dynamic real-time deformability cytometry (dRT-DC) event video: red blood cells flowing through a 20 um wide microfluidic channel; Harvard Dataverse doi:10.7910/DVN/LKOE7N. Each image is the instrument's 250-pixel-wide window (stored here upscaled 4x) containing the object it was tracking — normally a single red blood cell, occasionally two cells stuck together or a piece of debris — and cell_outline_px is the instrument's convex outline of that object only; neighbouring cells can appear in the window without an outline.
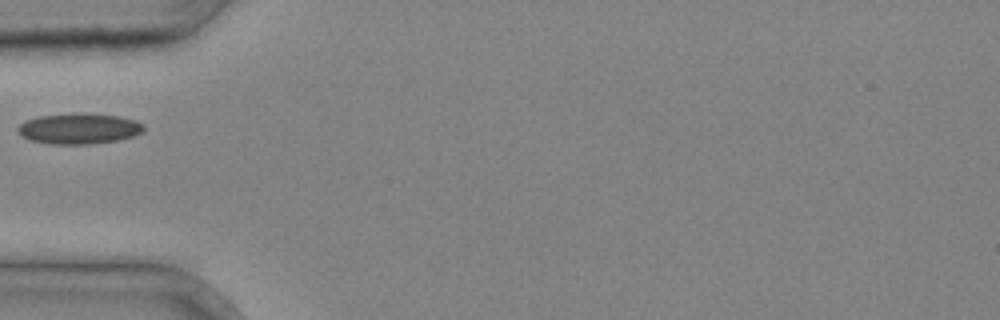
{"species": "common noctule bat (a hibernating species)", "species_latin": "Nyctalus noctula", "temperature_condition": "cold", "stored_images_in_passage": 4, "camera_frame_rate_fps": 3000, "um_per_image_px": 0.085, "animal": {"sex": "male", "body_mass_g": 20.4}, "frame": {"image": 1, "passage_image": 4, "time_ms": 1.0, "image_size_px": [1000, 320], "cell_outline_px": [[144, 132], [120, 140], [92, 144], [48, 144], [32, 140], [20, 136], [16, 132], [16, 128], [24, 120], [36, 116], [80, 112], [116, 116], [136, 120], [144, 124]], "centroid_in_image_um": [6.68, 10.93], "position_along_channel_um": 78.3, "area_um2": 22.95}}